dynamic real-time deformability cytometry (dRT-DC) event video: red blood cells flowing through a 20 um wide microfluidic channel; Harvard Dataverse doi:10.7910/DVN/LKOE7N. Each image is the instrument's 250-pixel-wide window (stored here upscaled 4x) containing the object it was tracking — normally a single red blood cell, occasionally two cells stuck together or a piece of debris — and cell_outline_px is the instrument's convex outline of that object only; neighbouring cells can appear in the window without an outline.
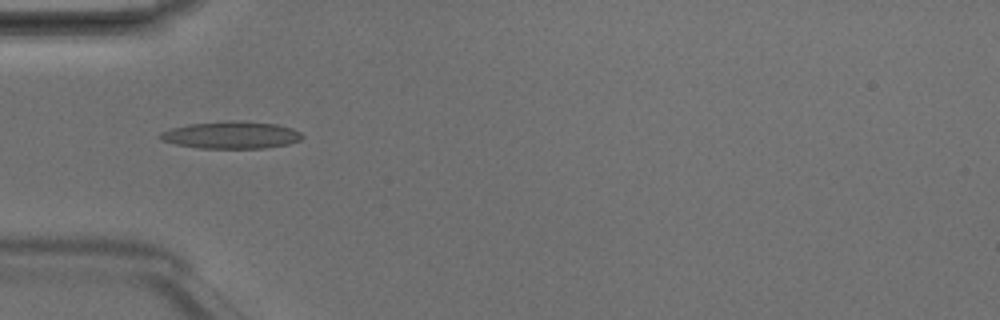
{"species": "Egyptian fruit bat (a non-hibernating species)", "species_latin": "Rousettus aegyptiacus", "temperature_condition": "room temperature", "stored_images_in_passage": 7, "camera_frame_rate_fps": 3000, "um_per_image_px": 0.085, "animal": {"sex": "male"}, "frame": {"image": 1, "passage_image": 5, "time_ms": 1.333, "image_size_px": [1000, 320], "cell_outline_px": [[304, 136], [300, 140], [288, 144], [264, 148], [200, 148], [176, 144], [160, 140], [160, 132], [172, 128], [188, 124], [232, 120], [276, 124], [292, 128], [300, 132]], "centroid_in_image_um": [19.66, 11.47], "position_along_channel_um": 65.3, "area_um2": 22.43}}
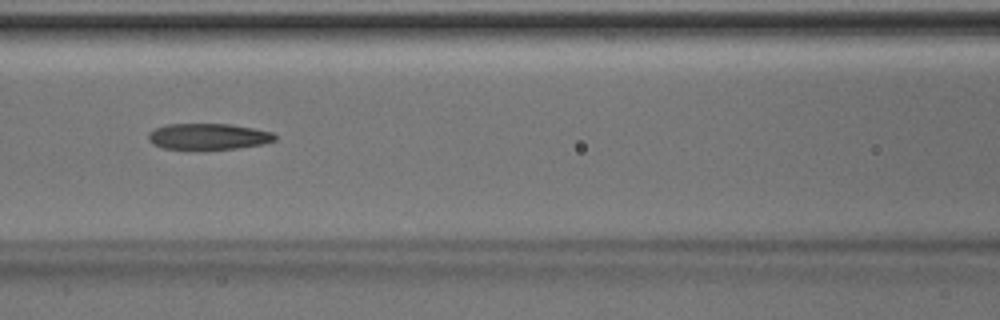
{"frame": {"image": 2, "passage_image": 7, "time_ms": 2.0, "image_size_px": [1000, 320], "cell_outline_px": [[276, 140], [264, 144], [236, 148], [164, 148], [152, 144], [148, 140], [148, 132], [156, 128], [168, 124], [232, 124], [272, 132], [276, 136]], "centroid_in_image_um": [17.71, 11.58], "position_along_channel_um": 148.9, "area_um2": 18.96}}